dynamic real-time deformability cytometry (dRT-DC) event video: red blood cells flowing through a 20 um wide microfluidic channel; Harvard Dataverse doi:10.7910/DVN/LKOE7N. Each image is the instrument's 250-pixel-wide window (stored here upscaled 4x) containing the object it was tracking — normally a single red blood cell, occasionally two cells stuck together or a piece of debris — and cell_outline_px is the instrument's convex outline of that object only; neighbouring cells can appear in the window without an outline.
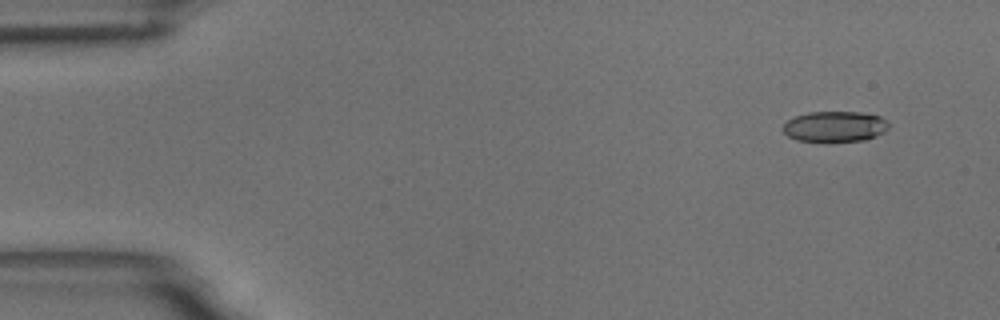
{"species": "common noctule bat (a hibernating species)", "species_latin": "Nyctalus noctula", "temperature_condition": "room temperature", "stored_images_in_passage": 51, "camera_frame_rate_fps": 3000, "um_per_image_px": 0.085, "animal": {"sex": "male", "body_mass_g": 18.8}, "frame": {"image": 1, "passage_image": 1, "time_ms": 0.0, "image_size_px": [1000, 320], "cell_outline_px": [[888, 128], [884, 132], [876, 136], [864, 140], [824, 144], [796, 140], [788, 136], [780, 128], [788, 120], [796, 116], [808, 112], [860, 112], [880, 116], [888, 120]], "centroid_in_image_um": [70.94, 10.79], "position_along_channel_um": 14.1, "area_um2": 19.59}}
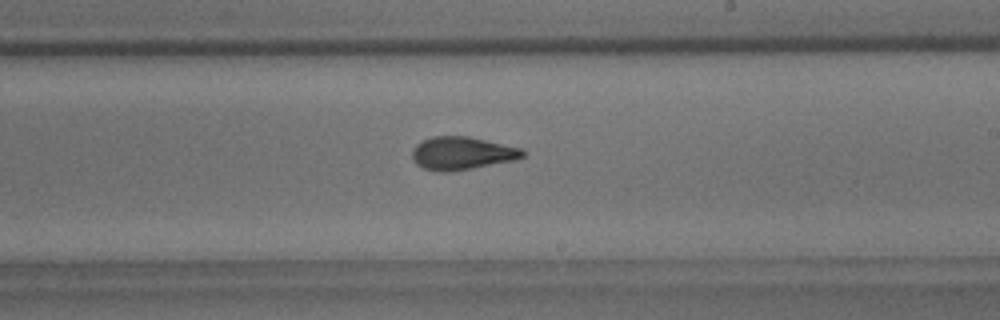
{"frame": {"image": 2, "passage_image": 29, "time_ms": 9.333, "image_size_px": [1000, 320], "cell_outline_px": [[524, 156], [516, 160], [444, 172], [440, 172], [424, 168], [416, 164], [412, 160], [412, 148], [416, 144], [432, 136], [468, 136], [524, 148]], "centroid_in_image_um": [39.26, 13.01], "position_along_channel_um": 249.7, "area_um2": 21.15}}
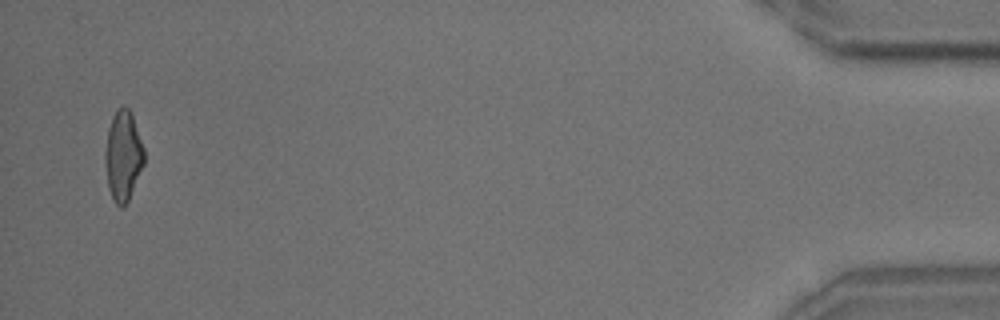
{"frame": {"image": 3, "passage_image": 50, "time_ms": 16.333, "image_size_px": [1000, 320], "cell_outline_px": [[144, 164], [128, 200], [120, 208], [116, 204], [108, 188], [104, 160], [104, 152], [108, 128], [112, 116], [116, 108], [124, 104], [132, 112], [144, 148]], "centroid_in_image_um": [10.45, 13.17], "position_along_channel_um": 424.7, "area_um2": 20.69}, "authors_computed_cell_mechanics": {"area_um2": 20.6924, "velocity_mm_per_s": 3.7162, "shape_relaxation_time_tau1_ms": 5.7461, "shape_relaxation_time_tau2_ms": 2.0915, "deformation_change_tau1": 0.2078, "deformation_change_tau2": 0.0897}}